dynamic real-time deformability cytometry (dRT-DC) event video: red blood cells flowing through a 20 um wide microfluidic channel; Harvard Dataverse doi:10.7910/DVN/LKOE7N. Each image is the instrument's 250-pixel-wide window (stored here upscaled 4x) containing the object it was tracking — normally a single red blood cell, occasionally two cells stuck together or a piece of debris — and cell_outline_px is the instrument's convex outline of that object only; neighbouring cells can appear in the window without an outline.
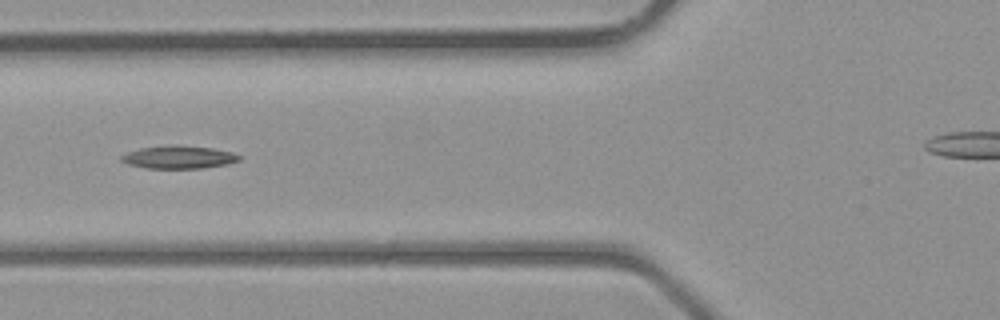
{"species": "common noctule bat (a hibernating species)", "species_latin": "Nyctalus noctula", "temperature_condition": "room temperature", "stored_images_in_passage": 5, "camera_frame_rate_fps": 3000, "um_per_image_px": 0.085, "animal": {"sex": "male", "body_mass_g": 23.1, "forearm_length_mm": 52.7}, "frame": {"image": 1, "passage_image": 5, "time_ms": 4.667, "image_size_px": [1000, 320], "cell_outline_px": [[240, 160], [228, 164], [204, 168], [144, 168], [128, 164], [120, 160], [120, 156], [128, 152], [140, 148], [172, 144], [176, 144], [212, 148], [232, 152], [240, 156]], "centroid_in_image_um": [15.18, 13.35], "position_along_channel_um": 110.6, "area_um2": 15.84}}